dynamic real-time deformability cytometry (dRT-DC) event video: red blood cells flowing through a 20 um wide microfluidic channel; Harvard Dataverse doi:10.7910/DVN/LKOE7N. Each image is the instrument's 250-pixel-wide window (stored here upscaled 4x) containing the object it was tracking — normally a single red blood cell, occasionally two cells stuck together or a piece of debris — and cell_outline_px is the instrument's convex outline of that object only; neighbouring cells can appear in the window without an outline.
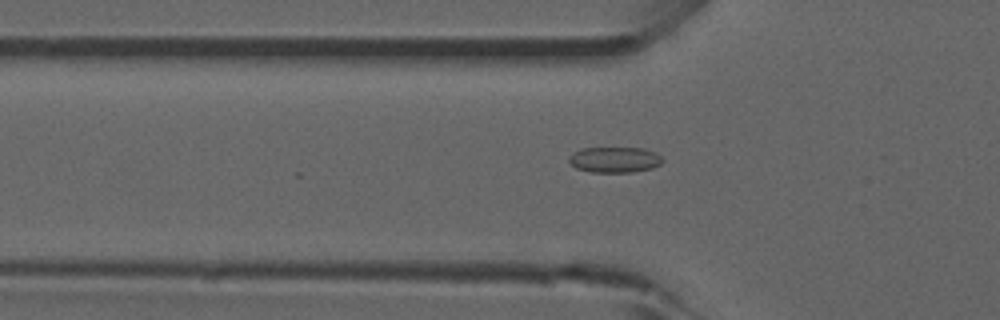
{"species": "common noctule bat (a hibernating species)", "species_latin": "Nyctalus noctula", "temperature_condition": "room temperature", "stored_images_in_passage": 21, "camera_frame_rate_fps": 3000, "um_per_image_px": 0.085, "animal": {"sex": "male", "forearm_length_mm": 52.5}, "frame": {"image": 1, "passage_image": 12, "time_ms": 3.667, "image_size_px": [1000, 320], "cell_outline_px": [[664, 160], [660, 164], [652, 168], [632, 172], [592, 172], [576, 168], [568, 160], [568, 156], [572, 152], [580, 148], [644, 148], [656, 152]], "centroid_in_image_um": [52.23, 13.56], "position_along_channel_um": 73.6, "area_um2": 14.1}}
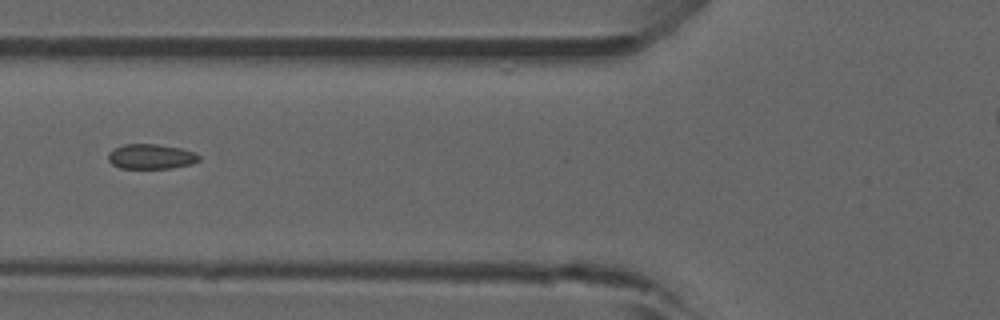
{"frame": {"image": 2, "passage_image": 15, "time_ms": 4.667, "image_size_px": [1000, 320], "cell_outline_px": [[200, 160], [192, 164], [172, 168], [120, 168], [112, 164], [108, 160], [108, 152], [112, 148], [124, 144], [156, 144], [180, 148], [192, 152], [200, 156]], "centroid_in_image_um": [12.8, 13.3], "position_along_channel_um": 113.0, "area_um2": 13.24}}
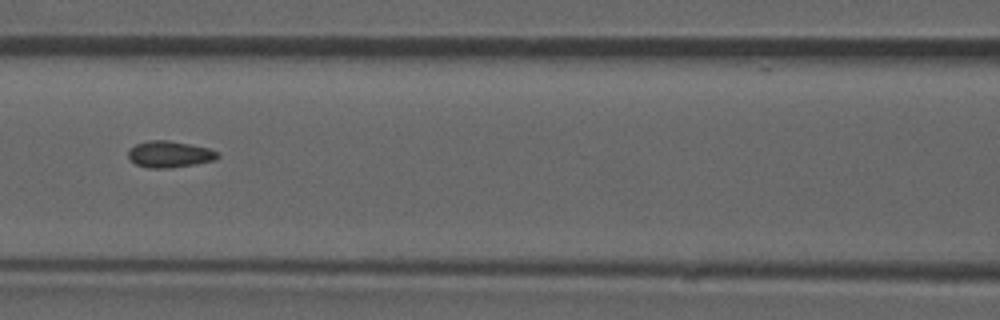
{"frame": {"image": 3, "passage_image": 18, "time_ms": 5.667, "image_size_px": [1000, 320], "cell_outline_px": [[220, 156], [216, 160], [196, 164], [168, 168], [148, 168], [136, 164], [128, 156], [128, 152], [136, 144], [148, 140], [168, 140], [208, 148], [216, 152]], "centroid_in_image_um": [14.42, 13.11], "position_along_channel_um": 152.2, "area_um2": 13.64}}